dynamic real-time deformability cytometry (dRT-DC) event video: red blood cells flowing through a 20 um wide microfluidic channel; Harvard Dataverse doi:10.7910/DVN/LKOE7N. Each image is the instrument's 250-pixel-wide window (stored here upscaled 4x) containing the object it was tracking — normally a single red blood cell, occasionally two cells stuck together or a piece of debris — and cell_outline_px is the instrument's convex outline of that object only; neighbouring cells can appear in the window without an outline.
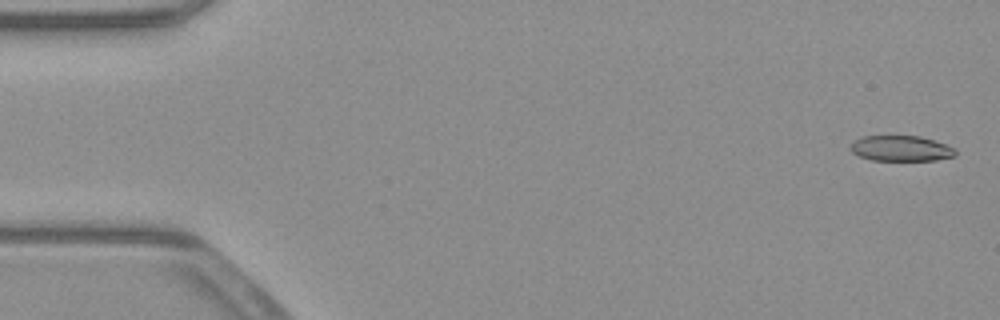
{"species": "common noctule bat (a hibernating species)", "species_latin": "Nyctalus noctula", "temperature_condition": "warm", "stored_images_in_passage": 53, "camera_frame_rate_fps": 3000, "um_per_image_px": 0.085, "animal": {"sex": "male", "body_mass_g": 23.1, "forearm_length_mm": 52.7}, "frame": {"image": 1, "passage_image": 2, "time_ms": 0.333, "image_size_px": [1000, 320], "cell_outline_px": [[956, 156], [936, 160], [872, 160], [860, 156], [852, 152], [848, 148], [848, 144], [852, 140], [864, 136], [920, 136], [956, 148]], "centroid_in_image_um": [76.54, 12.61], "position_along_channel_um": 8.5, "area_um2": 15.72}}
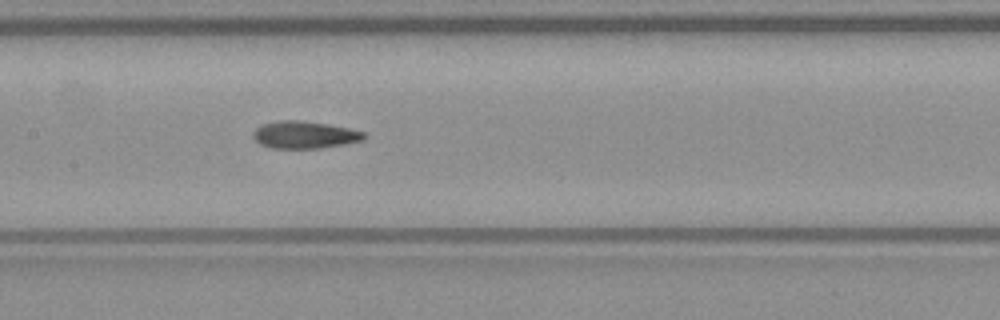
{"frame": {"image": 2, "passage_image": 26, "time_ms": 8.333, "image_size_px": [1000, 320], "cell_outline_px": [[368, 136], [364, 140], [344, 144], [320, 148], [272, 148], [260, 144], [252, 136], [252, 132], [256, 128], [264, 124], [280, 120], [300, 120], [328, 124], [348, 128], [364, 132]], "centroid_in_image_um": [25.9, 11.46], "position_along_channel_um": 181.5, "area_um2": 17.63}}
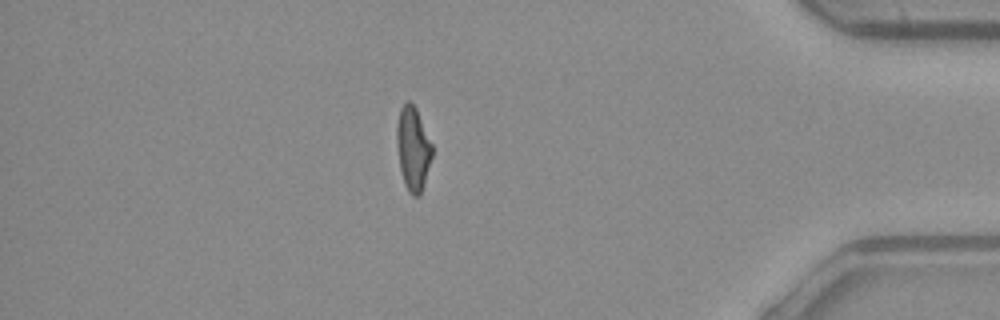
{"frame": {"image": 3, "passage_image": 46, "time_ms": 15.0, "image_size_px": [1000, 320], "cell_outline_px": [[432, 156], [424, 184], [420, 196], [412, 196], [408, 192], [404, 184], [400, 168], [396, 144], [396, 124], [400, 108], [408, 100], [416, 108], [432, 144]], "centroid_in_image_um": [35.09, 12.65], "position_along_channel_um": 400.1, "area_um2": 17.34}, "authors_computed_cell_mechanics": {"area_um2": 17.5134, "velocity_mm_per_s": 3.9243, "shape_relaxation_time_tau1_ms": 10.5505, "shape_relaxation_time_tau2_ms": 2.968, "deformation_change_tau1": 0.232, "deformation_change_tau2": 0.113}}